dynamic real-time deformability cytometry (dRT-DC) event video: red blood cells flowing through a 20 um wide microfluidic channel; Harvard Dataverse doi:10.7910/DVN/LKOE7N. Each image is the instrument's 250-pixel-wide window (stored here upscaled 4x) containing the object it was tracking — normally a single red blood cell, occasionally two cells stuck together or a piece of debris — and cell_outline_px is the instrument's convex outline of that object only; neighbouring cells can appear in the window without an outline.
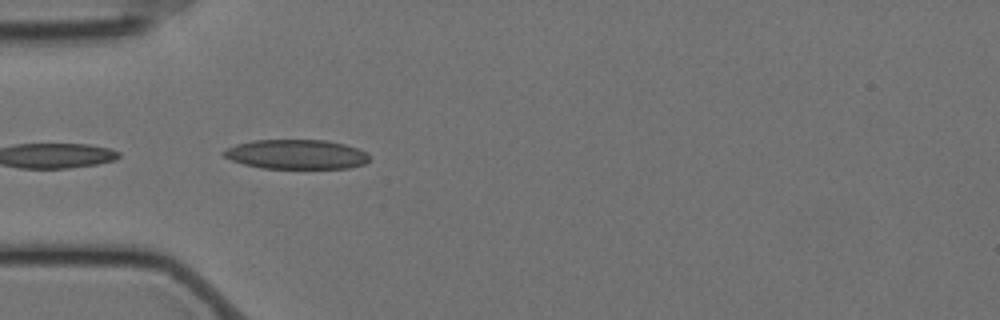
{"species": "Egyptian fruit bat (a non-hibernating species)", "species_latin": "Rousettus aegyptiacus", "temperature_condition": "cold", "stored_images_in_passage": 9, "camera_frame_rate_fps": 3000, "um_per_image_px": 0.085, "animal": {"sex": "female"}, "frame": {"image": 1, "passage_image": 1, "time_ms": 0.0, "image_size_px": [1000, 320], "cell_outline_px": [[368, 160], [364, 164], [348, 168], [260, 168], [244, 164], [232, 160], [224, 156], [220, 152], [236, 144], [252, 140], [324, 140], [344, 144], [368, 152]], "centroid_in_image_um": [25.17, 13.12], "position_along_channel_um": 59.8, "area_um2": 24.97}}
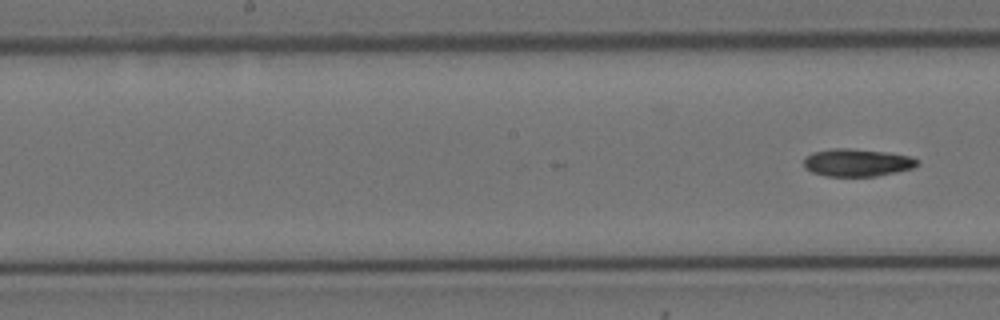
{"frame": {"image": 2, "passage_image": 9, "time_ms": 2.667, "image_size_px": [1000, 320], "cell_outline_px": [[920, 164], [912, 168], [896, 172], [876, 176], [824, 176], [812, 172], [804, 168], [804, 160], [812, 152], [832, 148], [848, 148], [884, 152], [912, 156], [920, 160]], "centroid_in_image_um": [72.87, 13.82], "position_along_channel_um": 175.3, "area_um2": 18.32}}